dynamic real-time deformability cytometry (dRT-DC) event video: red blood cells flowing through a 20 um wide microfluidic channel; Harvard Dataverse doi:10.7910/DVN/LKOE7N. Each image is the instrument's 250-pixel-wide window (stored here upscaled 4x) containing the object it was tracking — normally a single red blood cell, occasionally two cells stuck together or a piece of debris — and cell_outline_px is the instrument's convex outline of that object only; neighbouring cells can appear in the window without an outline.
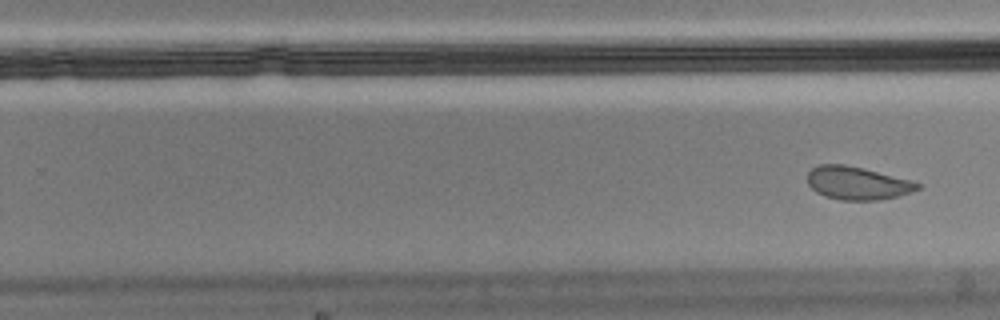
{"species": "Egyptian fruit bat (a non-hibernating species)", "species_latin": "Rousettus aegyptiacus", "temperature_condition": "cold", "stored_images_in_passage": 8, "segment_of_instrument_passage": [2, 2], "camera_frame_rate_fps": 3000, "um_per_image_px": 0.085, "animal": {"sex": "male"}, "frame": {"image": 1, "passage_image": 8, "time_ms": 2.333, "image_size_px": [1000, 320], "cell_outline_px": [[920, 188], [912, 192], [900, 196], [876, 200], [840, 200], [824, 196], [816, 192], [808, 184], [808, 172], [812, 168], [820, 164], [844, 164], [864, 168], [908, 180], [920, 184]], "centroid_in_image_um": [72.85, 15.57], "position_along_channel_um": 257.0, "area_um2": 21.1}}